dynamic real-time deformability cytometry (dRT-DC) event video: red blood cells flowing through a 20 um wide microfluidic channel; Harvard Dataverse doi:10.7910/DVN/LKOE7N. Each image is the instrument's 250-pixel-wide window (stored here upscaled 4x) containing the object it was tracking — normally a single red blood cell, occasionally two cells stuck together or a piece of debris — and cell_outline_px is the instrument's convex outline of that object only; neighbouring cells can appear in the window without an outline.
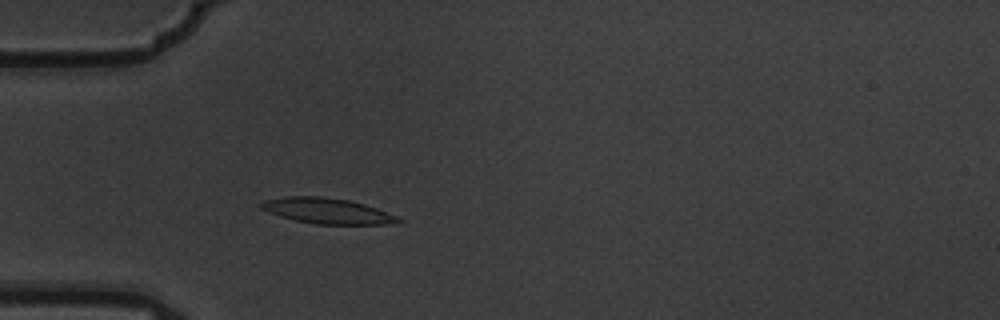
{"species": "common noctule bat (a hibernating species)", "species_latin": "Nyctalus noctula", "temperature_condition": "warm", "stored_images_in_passage": 4, "camera_frame_rate_fps": 3000, "um_per_image_px": 0.085, "animal": {"sex": "male", "body_mass_g": 19.5, "forearm_length_mm": 54.6}, "frame": {"image": 1, "passage_image": 4, "time_ms": 1.0, "image_size_px": [1000, 320], "cell_outline_px": [[404, 220], [400, 224], [316, 224], [296, 220], [280, 216], [268, 212], [260, 208], [260, 204], [264, 200], [288, 196], [324, 196], [348, 200], [364, 204], [376, 208], [396, 216]], "centroid_in_image_um": [27.84, 17.92], "position_along_channel_um": 57.2, "area_um2": 20.4}}